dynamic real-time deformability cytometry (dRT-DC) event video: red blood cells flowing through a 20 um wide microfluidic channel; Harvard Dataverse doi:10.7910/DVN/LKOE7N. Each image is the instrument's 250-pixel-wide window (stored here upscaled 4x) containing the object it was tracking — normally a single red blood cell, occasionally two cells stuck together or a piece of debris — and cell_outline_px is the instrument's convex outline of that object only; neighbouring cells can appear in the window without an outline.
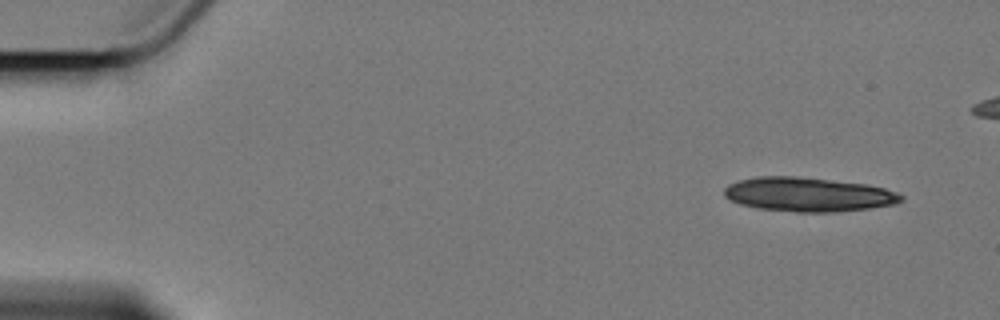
{"species": "Egyptian fruit bat (a non-hibernating species)", "species_latin": "Rousettus aegyptiacus", "temperature_condition": "cold", "stored_images_in_passage": 5, "camera_frame_rate_fps": 3000, "um_per_image_px": 0.085, "animal": {"sex": "female"}, "frame": {"image": 1, "passage_image": 1, "time_ms": 0.0, "image_size_px": [1000, 320], "cell_outline_px": [[904, 200], [896, 204], [872, 208], [836, 212], [796, 212], [756, 208], [740, 204], [724, 196], [724, 188], [728, 184], [740, 180], [756, 176], [796, 176], [868, 184], [884, 188], [896, 192], [904, 196]], "centroid_in_image_um": [68.72, 16.53], "position_along_channel_um": 16.3, "area_um2": 35.49}}